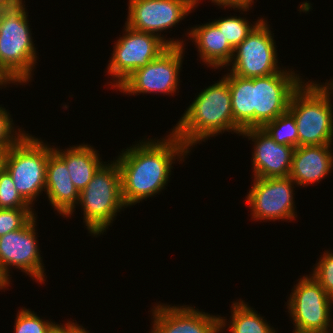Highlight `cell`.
<instances>
[{
  "instance_id": "obj_1",
  "label": "cell",
  "mask_w": 333,
  "mask_h": 333,
  "mask_svg": "<svg viewBox=\"0 0 333 333\" xmlns=\"http://www.w3.org/2000/svg\"><path fill=\"white\" fill-rule=\"evenodd\" d=\"M161 139V140H160ZM142 139L115 157L121 173L122 197L127 207L153 197L168 185L174 163L191 152L171 131L164 138ZM181 161V162H180Z\"/></svg>"
},
{
  "instance_id": "obj_2",
  "label": "cell",
  "mask_w": 333,
  "mask_h": 333,
  "mask_svg": "<svg viewBox=\"0 0 333 333\" xmlns=\"http://www.w3.org/2000/svg\"><path fill=\"white\" fill-rule=\"evenodd\" d=\"M196 96L171 129L190 151L193 146L224 132L240 136L242 129L234 122L231 93L224 76Z\"/></svg>"
},
{
  "instance_id": "obj_3",
  "label": "cell",
  "mask_w": 333,
  "mask_h": 333,
  "mask_svg": "<svg viewBox=\"0 0 333 333\" xmlns=\"http://www.w3.org/2000/svg\"><path fill=\"white\" fill-rule=\"evenodd\" d=\"M25 6L0 9V65L20 85L32 80L38 59Z\"/></svg>"
},
{
  "instance_id": "obj_4",
  "label": "cell",
  "mask_w": 333,
  "mask_h": 333,
  "mask_svg": "<svg viewBox=\"0 0 333 333\" xmlns=\"http://www.w3.org/2000/svg\"><path fill=\"white\" fill-rule=\"evenodd\" d=\"M78 205L83 210L85 228L94 237L102 235L124 211L121 173L116 160L104 162L87 186L79 193Z\"/></svg>"
},
{
  "instance_id": "obj_5",
  "label": "cell",
  "mask_w": 333,
  "mask_h": 333,
  "mask_svg": "<svg viewBox=\"0 0 333 333\" xmlns=\"http://www.w3.org/2000/svg\"><path fill=\"white\" fill-rule=\"evenodd\" d=\"M331 96L322 84L310 80L293 93L288 111L296 121L298 147L333 145Z\"/></svg>"
},
{
  "instance_id": "obj_6",
  "label": "cell",
  "mask_w": 333,
  "mask_h": 333,
  "mask_svg": "<svg viewBox=\"0 0 333 333\" xmlns=\"http://www.w3.org/2000/svg\"><path fill=\"white\" fill-rule=\"evenodd\" d=\"M26 133L5 153L4 169L10 174L20 196L33 208L46 191V165L53 145Z\"/></svg>"
},
{
  "instance_id": "obj_7",
  "label": "cell",
  "mask_w": 333,
  "mask_h": 333,
  "mask_svg": "<svg viewBox=\"0 0 333 333\" xmlns=\"http://www.w3.org/2000/svg\"><path fill=\"white\" fill-rule=\"evenodd\" d=\"M286 302L293 328L311 333L333 331V298L309 274L297 280ZM332 323V324H331Z\"/></svg>"
},
{
  "instance_id": "obj_8",
  "label": "cell",
  "mask_w": 333,
  "mask_h": 333,
  "mask_svg": "<svg viewBox=\"0 0 333 333\" xmlns=\"http://www.w3.org/2000/svg\"><path fill=\"white\" fill-rule=\"evenodd\" d=\"M199 2L201 0H129L125 25L136 31L157 35L169 46H185V40L166 38L161 32L184 20Z\"/></svg>"
},
{
  "instance_id": "obj_9",
  "label": "cell",
  "mask_w": 333,
  "mask_h": 333,
  "mask_svg": "<svg viewBox=\"0 0 333 333\" xmlns=\"http://www.w3.org/2000/svg\"><path fill=\"white\" fill-rule=\"evenodd\" d=\"M124 26L123 35L114 43L107 73L112 77L108 85L117 88L138 68L157 58L169 45L157 35ZM125 32V33H124Z\"/></svg>"
},
{
  "instance_id": "obj_10",
  "label": "cell",
  "mask_w": 333,
  "mask_h": 333,
  "mask_svg": "<svg viewBox=\"0 0 333 333\" xmlns=\"http://www.w3.org/2000/svg\"><path fill=\"white\" fill-rule=\"evenodd\" d=\"M185 46H169L157 58L138 68L116 89L125 95L163 94L173 96L179 90ZM173 94V95H172Z\"/></svg>"
},
{
  "instance_id": "obj_11",
  "label": "cell",
  "mask_w": 333,
  "mask_h": 333,
  "mask_svg": "<svg viewBox=\"0 0 333 333\" xmlns=\"http://www.w3.org/2000/svg\"><path fill=\"white\" fill-rule=\"evenodd\" d=\"M268 24L263 18L246 39L234 48L232 60L227 66L231 74L243 78H257L282 70L278 64L274 33L272 34Z\"/></svg>"
},
{
  "instance_id": "obj_12",
  "label": "cell",
  "mask_w": 333,
  "mask_h": 333,
  "mask_svg": "<svg viewBox=\"0 0 333 333\" xmlns=\"http://www.w3.org/2000/svg\"><path fill=\"white\" fill-rule=\"evenodd\" d=\"M37 214L22 228L0 237V272L10 283L11 267L45 283L46 273L37 238Z\"/></svg>"
},
{
  "instance_id": "obj_13",
  "label": "cell",
  "mask_w": 333,
  "mask_h": 333,
  "mask_svg": "<svg viewBox=\"0 0 333 333\" xmlns=\"http://www.w3.org/2000/svg\"><path fill=\"white\" fill-rule=\"evenodd\" d=\"M246 196L251 218L255 221H292L297 217L294 189L297 184L288 177L256 178ZM295 185V186H294Z\"/></svg>"
},
{
  "instance_id": "obj_14",
  "label": "cell",
  "mask_w": 333,
  "mask_h": 333,
  "mask_svg": "<svg viewBox=\"0 0 333 333\" xmlns=\"http://www.w3.org/2000/svg\"><path fill=\"white\" fill-rule=\"evenodd\" d=\"M282 68L272 75L253 78L254 128H262L287 112L293 93L305 81L296 71Z\"/></svg>"
},
{
  "instance_id": "obj_15",
  "label": "cell",
  "mask_w": 333,
  "mask_h": 333,
  "mask_svg": "<svg viewBox=\"0 0 333 333\" xmlns=\"http://www.w3.org/2000/svg\"><path fill=\"white\" fill-rule=\"evenodd\" d=\"M194 308V305L155 304L151 309L150 333H221L220 315Z\"/></svg>"
},
{
  "instance_id": "obj_16",
  "label": "cell",
  "mask_w": 333,
  "mask_h": 333,
  "mask_svg": "<svg viewBox=\"0 0 333 333\" xmlns=\"http://www.w3.org/2000/svg\"><path fill=\"white\" fill-rule=\"evenodd\" d=\"M240 136L252 140L253 177H288L295 148L274 141L263 128H249L241 131Z\"/></svg>"
},
{
  "instance_id": "obj_17",
  "label": "cell",
  "mask_w": 333,
  "mask_h": 333,
  "mask_svg": "<svg viewBox=\"0 0 333 333\" xmlns=\"http://www.w3.org/2000/svg\"><path fill=\"white\" fill-rule=\"evenodd\" d=\"M333 149L331 145L296 147L293 153L289 177L297 187L319 183L333 170Z\"/></svg>"
},
{
  "instance_id": "obj_18",
  "label": "cell",
  "mask_w": 333,
  "mask_h": 333,
  "mask_svg": "<svg viewBox=\"0 0 333 333\" xmlns=\"http://www.w3.org/2000/svg\"><path fill=\"white\" fill-rule=\"evenodd\" d=\"M46 198L57 213L71 218L79 201V192L74 186L66 164L52 152L46 165Z\"/></svg>"
},
{
  "instance_id": "obj_19",
  "label": "cell",
  "mask_w": 333,
  "mask_h": 333,
  "mask_svg": "<svg viewBox=\"0 0 333 333\" xmlns=\"http://www.w3.org/2000/svg\"><path fill=\"white\" fill-rule=\"evenodd\" d=\"M198 49L199 58L211 69H222L231 62L234 48L228 43L220 29L213 23L191 27L185 33Z\"/></svg>"
},
{
  "instance_id": "obj_20",
  "label": "cell",
  "mask_w": 333,
  "mask_h": 333,
  "mask_svg": "<svg viewBox=\"0 0 333 333\" xmlns=\"http://www.w3.org/2000/svg\"><path fill=\"white\" fill-rule=\"evenodd\" d=\"M69 147L63 150L53 146V152L66 164L72 182L80 193L104 161L90 144Z\"/></svg>"
},
{
  "instance_id": "obj_21",
  "label": "cell",
  "mask_w": 333,
  "mask_h": 333,
  "mask_svg": "<svg viewBox=\"0 0 333 333\" xmlns=\"http://www.w3.org/2000/svg\"><path fill=\"white\" fill-rule=\"evenodd\" d=\"M224 77L229 84L234 122L242 130L254 128L253 78H243L230 72Z\"/></svg>"
},
{
  "instance_id": "obj_22",
  "label": "cell",
  "mask_w": 333,
  "mask_h": 333,
  "mask_svg": "<svg viewBox=\"0 0 333 333\" xmlns=\"http://www.w3.org/2000/svg\"><path fill=\"white\" fill-rule=\"evenodd\" d=\"M231 316L228 322L226 317L220 316L221 332L228 327L230 333H277L267 320L263 319L245 300H236L231 305ZM229 324H228V323Z\"/></svg>"
},
{
  "instance_id": "obj_23",
  "label": "cell",
  "mask_w": 333,
  "mask_h": 333,
  "mask_svg": "<svg viewBox=\"0 0 333 333\" xmlns=\"http://www.w3.org/2000/svg\"><path fill=\"white\" fill-rule=\"evenodd\" d=\"M277 143L298 147V132L294 116L285 112L262 127Z\"/></svg>"
},
{
  "instance_id": "obj_24",
  "label": "cell",
  "mask_w": 333,
  "mask_h": 333,
  "mask_svg": "<svg viewBox=\"0 0 333 333\" xmlns=\"http://www.w3.org/2000/svg\"><path fill=\"white\" fill-rule=\"evenodd\" d=\"M260 17L257 21L252 24L246 17L240 16H227L221 19H215L212 22L220 29L228 43L236 48L243 40L246 39L247 35L252 29L263 19ZM256 22V23H255Z\"/></svg>"
},
{
  "instance_id": "obj_25",
  "label": "cell",
  "mask_w": 333,
  "mask_h": 333,
  "mask_svg": "<svg viewBox=\"0 0 333 333\" xmlns=\"http://www.w3.org/2000/svg\"><path fill=\"white\" fill-rule=\"evenodd\" d=\"M16 316L14 333H53L61 324L42 319L25 307L20 308Z\"/></svg>"
},
{
  "instance_id": "obj_26",
  "label": "cell",
  "mask_w": 333,
  "mask_h": 333,
  "mask_svg": "<svg viewBox=\"0 0 333 333\" xmlns=\"http://www.w3.org/2000/svg\"><path fill=\"white\" fill-rule=\"evenodd\" d=\"M34 208H0V237L24 227L37 213Z\"/></svg>"
},
{
  "instance_id": "obj_27",
  "label": "cell",
  "mask_w": 333,
  "mask_h": 333,
  "mask_svg": "<svg viewBox=\"0 0 333 333\" xmlns=\"http://www.w3.org/2000/svg\"><path fill=\"white\" fill-rule=\"evenodd\" d=\"M0 208H32L20 196L10 174L5 169L0 173Z\"/></svg>"
},
{
  "instance_id": "obj_28",
  "label": "cell",
  "mask_w": 333,
  "mask_h": 333,
  "mask_svg": "<svg viewBox=\"0 0 333 333\" xmlns=\"http://www.w3.org/2000/svg\"><path fill=\"white\" fill-rule=\"evenodd\" d=\"M11 117L6 108L0 105V151L3 152L15 145L26 134L23 128L16 130Z\"/></svg>"
},
{
  "instance_id": "obj_29",
  "label": "cell",
  "mask_w": 333,
  "mask_h": 333,
  "mask_svg": "<svg viewBox=\"0 0 333 333\" xmlns=\"http://www.w3.org/2000/svg\"><path fill=\"white\" fill-rule=\"evenodd\" d=\"M320 256L319 261H316V265L312 269L311 275L326 293L333 298V251L326 250Z\"/></svg>"
},
{
  "instance_id": "obj_30",
  "label": "cell",
  "mask_w": 333,
  "mask_h": 333,
  "mask_svg": "<svg viewBox=\"0 0 333 333\" xmlns=\"http://www.w3.org/2000/svg\"><path fill=\"white\" fill-rule=\"evenodd\" d=\"M214 5L219 6V8L226 9L233 8L234 10L247 12L252 9V5H254V0H210ZM250 7V8H249Z\"/></svg>"
},
{
  "instance_id": "obj_31",
  "label": "cell",
  "mask_w": 333,
  "mask_h": 333,
  "mask_svg": "<svg viewBox=\"0 0 333 333\" xmlns=\"http://www.w3.org/2000/svg\"><path fill=\"white\" fill-rule=\"evenodd\" d=\"M9 84L18 85V83L0 65V89L4 86L7 87Z\"/></svg>"
},
{
  "instance_id": "obj_32",
  "label": "cell",
  "mask_w": 333,
  "mask_h": 333,
  "mask_svg": "<svg viewBox=\"0 0 333 333\" xmlns=\"http://www.w3.org/2000/svg\"><path fill=\"white\" fill-rule=\"evenodd\" d=\"M68 333H90L87 328L85 329L82 324L79 325L77 322L68 321Z\"/></svg>"
},
{
  "instance_id": "obj_33",
  "label": "cell",
  "mask_w": 333,
  "mask_h": 333,
  "mask_svg": "<svg viewBox=\"0 0 333 333\" xmlns=\"http://www.w3.org/2000/svg\"><path fill=\"white\" fill-rule=\"evenodd\" d=\"M23 0H0V9L12 8L20 5Z\"/></svg>"
},
{
  "instance_id": "obj_34",
  "label": "cell",
  "mask_w": 333,
  "mask_h": 333,
  "mask_svg": "<svg viewBox=\"0 0 333 333\" xmlns=\"http://www.w3.org/2000/svg\"><path fill=\"white\" fill-rule=\"evenodd\" d=\"M10 284L11 283H9L0 272V291L4 289L7 290V287H9Z\"/></svg>"
},
{
  "instance_id": "obj_35",
  "label": "cell",
  "mask_w": 333,
  "mask_h": 333,
  "mask_svg": "<svg viewBox=\"0 0 333 333\" xmlns=\"http://www.w3.org/2000/svg\"><path fill=\"white\" fill-rule=\"evenodd\" d=\"M53 333H68V321L66 323H62Z\"/></svg>"
},
{
  "instance_id": "obj_36",
  "label": "cell",
  "mask_w": 333,
  "mask_h": 333,
  "mask_svg": "<svg viewBox=\"0 0 333 333\" xmlns=\"http://www.w3.org/2000/svg\"><path fill=\"white\" fill-rule=\"evenodd\" d=\"M332 95H333V79L331 78V81H327V83H321Z\"/></svg>"
},
{
  "instance_id": "obj_37",
  "label": "cell",
  "mask_w": 333,
  "mask_h": 333,
  "mask_svg": "<svg viewBox=\"0 0 333 333\" xmlns=\"http://www.w3.org/2000/svg\"><path fill=\"white\" fill-rule=\"evenodd\" d=\"M5 153L3 151H0V173L4 170L5 166Z\"/></svg>"
},
{
  "instance_id": "obj_38",
  "label": "cell",
  "mask_w": 333,
  "mask_h": 333,
  "mask_svg": "<svg viewBox=\"0 0 333 333\" xmlns=\"http://www.w3.org/2000/svg\"><path fill=\"white\" fill-rule=\"evenodd\" d=\"M292 333H311V332H303V331H298V330L294 329Z\"/></svg>"
}]
</instances>
